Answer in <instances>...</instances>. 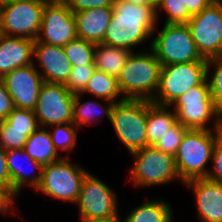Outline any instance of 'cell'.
<instances>
[{
  "label": "cell",
  "instance_id": "6da1fadb",
  "mask_svg": "<svg viewBox=\"0 0 222 222\" xmlns=\"http://www.w3.org/2000/svg\"><path fill=\"white\" fill-rule=\"evenodd\" d=\"M157 22L156 8L114 0L111 22L102 43L133 52L147 39L152 41V35L158 30Z\"/></svg>",
  "mask_w": 222,
  "mask_h": 222
},
{
  "label": "cell",
  "instance_id": "7a4b0ae2",
  "mask_svg": "<svg viewBox=\"0 0 222 222\" xmlns=\"http://www.w3.org/2000/svg\"><path fill=\"white\" fill-rule=\"evenodd\" d=\"M161 63L154 51L132 52L117 77L125 99L152 100L159 87Z\"/></svg>",
  "mask_w": 222,
  "mask_h": 222
},
{
  "label": "cell",
  "instance_id": "3957f363",
  "mask_svg": "<svg viewBox=\"0 0 222 222\" xmlns=\"http://www.w3.org/2000/svg\"><path fill=\"white\" fill-rule=\"evenodd\" d=\"M169 107L173 108L176 113L177 122L188 129H222V115L218 112L211 97L207 78L177 97ZM211 124L213 125L211 126Z\"/></svg>",
  "mask_w": 222,
  "mask_h": 222
},
{
  "label": "cell",
  "instance_id": "277c9868",
  "mask_svg": "<svg viewBox=\"0 0 222 222\" xmlns=\"http://www.w3.org/2000/svg\"><path fill=\"white\" fill-rule=\"evenodd\" d=\"M216 136L217 130L189 129L186 132L174 156L182 184L195 178H207Z\"/></svg>",
  "mask_w": 222,
  "mask_h": 222
},
{
  "label": "cell",
  "instance_id": "5b68a950",
  "mask_svg": "<svg viewBox=\"0 0 222 222\" xmlns=\"http://www.w3.org/2000/svg\"><path fill=\"white\" fill-rule=\"evenodd\" d=\"M147 116L146 99H125L112 107L110 124L130 154L148 146Z\"/></svg>",
  "mask_w": 222,
  "mask_h": 222
},
{
  "label": "cell",
  "instance_id": "8992f818",
  "mask_svg": "<svg viewBox=\"0 0 222 222\" xmlns=\"http://www.w3.org/2000/svg\"><path fill=\"white\" fill-rule=\"evenodd\" d=\"M152 35L151 48L161 66L207 62L199 53L190 30L186 24H167Z\"/></svg>",
  "mask_w": 222,
  "mask_h": 222
},
{
  "label": "cell",
  "instance_id": "52a82bcc",
  "mask_svg": "<svg viewBox=\"0 0 222 222\" xmlns=\"http://www.w3.org/2000/svg\"><path fill=\"white\" fill-rule=\"evenodd\" d=\"M89 171L69 158L44 165L36 191L55 200L76 203L83 178Z\"/></svg>",
  "mask_w": 222,
  "mask_h": 222
},
{
  "label": "cell",
  "instance_id": "ba28073f",
  "mask_svg": "<svg viewBox=\"0 0 222 222\" xmlns=\"http://www.w3.org/2000/svg\"><path fill=\"white\" fill-rule=\"evenodd\" d=\"M130 155L134 159L130 167L129 179L136 187L161 186L176 180L181 181L172 155L154 146H147Z\"/></svg>",
  "mask_w": 222,
  "mask_h": 222
},
{
  "label": "cell",
  "instance_id": "9c48e42d",
  "mask_svg": "<svg viewBox=\"0 0 222 222\" xmlns=\"http://www.w3.org/2000/svg\"><path fill=\"white\" fill-rule=\"evenodd\" d=\"M207 62L171 64L161 67L159 87L153 104L170 106L174 100L206 78Z\"/></svg>",
  "mask_w": 222,
  "mask_h": 222
},
{
  "label": "cell",
  "instance_id": "30bf717a",
  "mask_svg": "<svg viewBox=\"0 0 222 222\" xmlns=\"http://www.w3.org/2000/svg\"><path fill=\"white\" fill-rule=\"evenodd\" d=\"M46 2L17 0L0 6V34L36 40Z\"/></svg>",
  "mask_w": 222,
  "mask_h": 222
},
{
  "label": "cell",
  "instance_id": "8fae6325",
  "mask_svg": "<svg viewBox=\"0 0 222 222\" xmlns=\"http://www.w3.org/2000/svg\"><path fill=\"white\" fill-rule=\"evenodd\" d=\"M201 56H222V0L212 1L186 23Z\"/></svg>",
  "mask_w": 222,
  "mask_h": 222
},
{
  "label": "cell",
  "instance_id": "7c38bea8",
  "mask_svg": "<svg viewBox=\"0 0 222 222\" xmlns=\"http://www.w3.org/2000/svg\"><path fill=\"white\" fill-rule=\"evenodd\" d=\"M75 204L79 208L80 220L106 218L119 213L116 193L109 185L90 172L82 180Z\"/></svg>",
  "mask_w": 222,
  "mask_h": 222
},
{
  "label": "cell",
  "instance_id": "4fadbf2b",
  "mask_svg": "<svg viewBox=\"0 0 222 222\" xmlns=\"http://www.w3.org/2000/svg\"><path fill=\"white\" fill-rule=\"evenodd\" d=\"M74 96L64 84L44 82L34 110L39 126L73 123Z\"/></svg>",
  "mask_w": 222,
  "mask_h": 222
},
{
  "label": "cell",
  "instance_id": "5bb4252c",
  "mask_svg": "<svg viewBox=\"0 0 222 222\" xmlns=\"http://www.w3.org/2000/svg\"><path fill=\"white\" fill-rule=\"evenodd\" d=\"M78 38L73 12L64 2L45 3L37 41L63 47Z\"/></svg>",
  "mask_w": 222,
  "mask_h": 222
},
{
  "label": "cell",
  "instance_id": "9a60e30c",
  "mask_svg": "<svg viewBox=\"0 0 222 222\" xmlns=\"http://www.w3.org/2000/svg\"><path fill=\"white\" fill-rule=\"evenodd\" d=\"M2 79L15 108L35 110L44 80L33 64L16 68Z\"/></svg>",
  "mask_w": 222,
  "mask_h": 222
},
{
  "label": "cell",
  "instance_id": "2e32d148",
  "mask_svg": "<svg viewBox=\"0 0 222 222\" xmlns=\"http://www.w3.org/2000/svg\"><path fill=\"white\" fill-rule=\"evenodd\" d=\"M33 65L47 83L65 84L72 69L63 47L41 43L37 40L33 45Z\"/></svg>",
  "mask_w": 222,
  "mask_h": 222
},
{
  "label": "cell",
  "instance_id": "e0dca14e",
  "mask_svg": "<svg viewBox=\"0 0 222 222\" xmlns=\"http://www.w3.org/2000/svg\"><path fill=\"white\" fill-rule=\"evenodd\" d=\"M192 188L196 200L198 221L222 222V184L207 178H195L183 183Z\"/></svg>",
  "mask_w": 222,
  "mask_h": 222
},
{
  "label": "cell",
  "instance_id": "ac0fdd59",
  "mask_svg": "<svg viewBox=\"0 0 222 222\" xmlns=\"http://www.w3.org/2000/svg\"><path fill=\"white\" fill-rule=\"evenodd\" d=\"M6 160L10 173L11 190L18 197L24 186L27 187L30 185V187L36 189V187L40 184L43 168L40 163L32 159L23 149L6 150ZM23 164H30V166L33 168L31 169L32 171H29L28 169L26 170L27 167L24 169Z\"/></svg>",
  "mask_w": 222,
  "mask_h": 222
},
{
  "label": "cell",
  "instance_id": "d6986e66",
  "mask_svg": "<svg viewBox=\"0 0 222 222\" xmlns=\"http://www.w3.org/2000/svg\"><path fill=\"white\" fill-rule=\"evenodd\" d=\"M34 41L0 34V77L16 68L33 64Z\"/></svg>",
  "mask_w": 222,
  "mask_h": 222
},
{
  "label": "cell",
  "instance_id": "ffe728a7",
  "mask_svg": "<svg viewBox=\"0 0 222 222\" xmlns=\"http://www.w3.org/2000/svg\"><path fill=\"white\" fill-rule=\"evenodd\" d=\"M112 14L113 7H96L73 12L78 38L94 44H101L111 22Z\"/></svg>",
  "mask_w": 222,
  "mask_h": 222
},
{
  "label": "cell",
  "instance_id": "44dd1931",
  "mask_svg": "<svg viewBox=\"0 0 222 222\" xmlns=\"http://www.w3.org/2000/svg\"><path fill=\"white\" fill-rule=\"evenodd\" d=\"M83 94L78 93L74 96L73 102V124H75L79 129L84 125H91L93 123L99 122L98 119L104 116L110 121L112 107L115 103L104 100L106 104L99 103L97 100H89L83 102L82 99ZM102 115V117H101Z\"/></svg>",
  "mask_w": 222,
  "mask_h": 222
},
{
  "label": "cell",
  "instance_id": "7402d4cb",
  "mask_svg": "<svg viewBox=\"0 0 222 222\" xmlns=\"http://www.w3.org/2000/svg\"><path fill=\"white\" fill-rule=\"evenodd\" d=\"M169 106L153 104L148 100V146H154L177 123L176 113Z\"/></svg>",
  "mask_w": 222,
  "mask_h": 222
},
{
  "label": "cell",
  "instance_id": "603a6c76",
  "mask_svg": "<svg viewBox=\"0 0 222 222\" xmlns=\"http://www.w3.org/2000/svg\"><path fill=\"white\" fill-rule=\"evenodd\" d=\"M23 150L42 166L61 160L51 141L49 128L40 127L33 132L24 144Z\"/></svg>",
  "mask_w": 222,
  "mask_h": 222
},
{
  "label": "cell",
  "instance_id": "cb8c5ba5",
  "mask_svg": "<svg viewBox=\"0 0 222 222\" xmlns=\"http://www.w3.org/2000/svg\"><path fill=\"white\" fill-rule=\"evenodd\" d=\"M131 53L132 51L125 48L109 46L103 43L96 44L94 51L95 68L118 77Z\"/></svg>",
  "mask_w": 222,
  "mask_h": 222
},
{
  "label": "cell",
  "instance_id": "d4e9b609",
  "mask_svg": "<svg viewBox=\"0 0 222 222\" xmlns=\"http://www.w3.org/2000/svg\"><path fill=\"white\" fill-rule=\"evenodd\" d=\"M173 209L167 200L151 199L135 206L123 222H173Z\"/></svg>",
  "mask_w": 222,
  "mask_h": 222
},
{
  "label": "cell",
  "instance_id": "484cf974",
  "mask_svg": "<svg viewBox=\"0 0 222 222\" xmlns=\"http://www.w3.org/2000/svg\"><path fill=\"white\" fill-rule=\"evenodd\" d=\"M82 94H90L95 99L108 100L113 103L125 100L120 92L117 77L99 70L93 72Z\"/></svg>",
  "mask_w": 222,
  "mask_h": 222
},
{
  "label": "cell",
  "instance_id": "4316f807",
  "mask_svg": "<svg viewBox=\"0 0 222 222\" xmlns=\"http://www.w3.org/2000/svg\"><path fill=\"white\" fill-rule=\"evenodd\" d=\"M48 128H50L49 134L57 153L59 150L64 151V153L68 152L64 158H70V152L77 146L78 130L76 129L79 128L73 123L52 125Z\"/></svg>",
  "mask_w": 222,
  "mask_h": 222
},
{
  "label": "cell",
  "instance_id": "83f0119b",
  "mask_svg": "<svg viewBox=\"0 0 222 222\" xmlns=\"http://www.w3.org/2000/svg\"><path fill=\"white\" fill-rule=\"evenodd\" d=\"M95 45L84 39L76 38L63 46L65 55L73 66L94 65Z\"/></svg>",
  "mask_w": 222,
  "mask_h": 222
},
{
  "label": "cell",
  "instance_id": "f1b7e54d",
  "mask_svg": "<svg viewBox=\"0 0 222 222\" xmlns=\"http://www.w3.org/2000/svg\"><path fill=\"white\" fill-rule=\"evenodd\" d=\"M214 68L210 75V69ZM211 76V77H210ZM206 78L209 84L211 97L218 112L222 115V56L207 60Z\"/></svg>",
  "mask_w": 222,
  "mask_h": 222
},
{
  "label": "cell",
  "instance_id": "f546056e",
  "mask_svg": "<svg viewBox=\"0 0 222 222\" xmlns=\"http://www.w3.org/2000/svg\"><path fill=\"white\" fill-rule=\"evenodd\" d=\"M159 10L166 13L165 23L167 24H186L192 17L183 6V0H161L156 6V16L159 19Z\"/></svg>",
  "mask_w": 222,
  "mask_h": 222
},
{
  "label": "cell",
  "instance_id": "4dcf8cb0",
  "mask_svg": "<svg viewBox=\"0 0 222 222\" xmlns=\"http://www.w3.org/2000/svg\"><path fill=\"white\" fill-rule=\"evenodd\" d=\"M6 121L9 123V129L27 130L28 137L40 128L33 110L14 108Z\"/></svg>",
  "mask_w": 222,
  "mask_h": 222
},
{
  "label": "cell",
  "instance_id": "1f68e13d",
  "mask_svg": "<svg viewBox=\"0 0 222 222\" xmlns=\"http://www.w3.org/2000/svg\"><path fill=\"white\" fill-rule=\"evenodd\" d=\"M27 139V130L9 129L6 120L0 121V146L4 150L23 149Z\"/></svg>",
  "mask_w": 222,
  "mask_h": 222
},
{
  "label": "cell",
  "instance_id": "d6a6232c",
  "mask_svg": "<svg viewBox=\"0 0 222 222\" xmlns=\"http://www.w3.org/2000/svg\"><path fill=\"white\" fill-rule=\"evenodd\" d=\"M95 70V65L73 66L64 85L73 94L82 93Z\"/></svg>",
  "mask_w": 222,
  "mask_h": 222
},
{
  "label": "cell",
  "instance_id": "836d02e7",
  "mask_svg": "<svg viewBox=\"0 0 222 222\" xmlns=\"http://www.w3.org/2000/svg\"><path fill=\"white\" fill-rule=\"evenodd\" d=\"M189 129L186 128L181 123L177 122L170 130L167 132L163 138H161L154 147L161 150L164 153L175 156L180 143L186 132Z\"/></svg>",
  "mask_w": 222,
  "mask_h": 222
},
{
  "label": "cell",
  "instance_id": "e575fe53",
  "mask_svg": "<svg viewBox=\"0 0 222 222\" xmlns=\"http://www.w3.org/2000/svg\"><path fill=\"white\" fill-rule=\"evenodd\" d=\"M212 163L207 179L222 184V129L217 130Z\"/></svg>",
  "mask_w": 222,
  "mask_h": 222
},
{
  "label": "cell",
  "instance_id": "d590c367",
  "mask_svg": "<svg viewBox=\"0 0 222 222\" xmlns=\"http://www.w3.org/2000/svg\"><path fill=\"white\" fill-rule=\"evenodd\" d=\"M72 12L83 11L96 7H113L114 0H65Z\"/></svg>",
  "mask_w": 222,
  "mask_h": 222
},
{
  "label": "cell",
  "instance_id": "8d00e7d4",
  "mask_svg": "<svg viewBox=\"0 0 222 222\" xmlns=\"http://www.w3.org/2000/svg\"><path fill=\"white\" fill-rule=\"evenodd\" d=\"M17 197L7 185L0 184V214L8 215L11 213L10 210L16 205L14 202L17 201Z\"/></svg>",
  "mask_w": 222,
  "mask_h": 222
},
{
  "label": "cell",
  "instance_id": "74e56055",
  "mask_svg": "<svg viewBox=\"0 0 222 222\" xmlns=\"http://www.w3.org/2000/svg\"><path fill=\"white\" fill-rule=\"evenodd\" d=\"M14 108L13 100L6 90L2 77H0V121L6 120Z\"/></svg>",
  "mask_w": 222,
  "mask_h": 222
},
{
  "label": "cell",
  "instance_id": "f35d334b",
  "mask_svg": "<svg viewBox=\"0 0 222 222\" xmlns=\"http://www.w3.org/2000/svg\"><path fill=\"white\" fill-rule=\"evenodd\" d=\"M0 184L7 185L11 189L10 173L7 166L6 150L0 146Z\"/></svg>",
  "mask_w": 222,
  "mask_h": 222
},
{
  "label": "cell",
  "instance_id": "ab89813d",
  "mask_svg": "<svg viewBox=\"0 0 222 222\" xmlns=\"http://www.w3.org/2000/svg\"><path fill=\"white\" fill-rule=\"evenodd\" d=\"M214 0H183V6L187 7L188 13L193 16L200 13Z\"/></svg>",
  "mask_w": 222,
  "mask_h": 222
},
{
  "label": "cell",
  "instance_id": "60d3db41",
  "mask_svg": "<svg viewBox=\"0 0 222 222\" xmlns=\"http://www.w3.org/2000/svg\"><path fill=\"white\" fill-rule=\"evenodd\" d=\"M80 222H123L122 218L119 216V213L115 216H110L106 218H92L88 220H81Z\"/></svg>",
  "mask_w": 222,
  "mask_h": 222
},
{
  "label": "cell",
  "instance_id": "b9f144b4",
  "mask_svg": "<svg viewBox=\"0 0 222 222\" xmlns=\"http://www.w3.org/2000/svg\"><path fill=\"white\" fill-rule=\"evenodd\" d=\"M132 4H138L150 8H156L157 4L153 0H124Z\"/></svg>",
  "mask_w": 222,
  "mask_h": 222
},
{
  "label": "cell",
  "instance_id": "7bdbcfd3",
  "mask_svg": "<svg viewBox=\"0 0 222 222\" xmlns=\"http://www.w3.org/2000/svg\"><path fill=\"white\" fill-rule=\"evenodd\" d=\"M14 1H17V0H0V6L14 2Z\"/></svg>",
  "mask_w": 222,
  "mask_h": 222
},
{
  "label": "cell",
  "instance_id": "ee69618b",
  "mask_svg": "<svg viewBox=\"0 0 222 222\" xmlns=\"http://www.w3.org/2000/svg\"><path fill=\"white\" fill-rule=\"evenodd\" d=\"M44 1L46 3H52V2H65V0H41Z\"/></svg>",
  "mask_w": 222,
  "mask_h": 222
},
{
  "label": "cell",
  "instance_id": "f6af8a7d",
  "mask_svg": "<svg viewBox=\"0 0 222 222\" xmlns=\"http://www.w3.org/2000/svg\"><path fill=\"white\" fill-rule=\"evenodd\" d=\"M156 4H158L161 0H153Z\"/></svg>",
  "mask_w": 222,
  "mask_h": 222
}]
</instances>
